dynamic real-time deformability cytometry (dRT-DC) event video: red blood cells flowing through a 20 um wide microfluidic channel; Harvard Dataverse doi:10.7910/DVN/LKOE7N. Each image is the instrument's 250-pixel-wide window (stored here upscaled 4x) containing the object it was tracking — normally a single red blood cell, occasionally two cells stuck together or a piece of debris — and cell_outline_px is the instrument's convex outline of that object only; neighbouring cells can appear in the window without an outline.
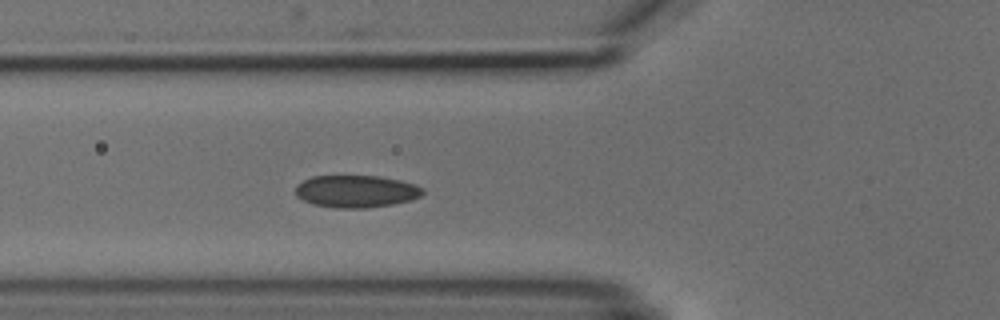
{"species": "common noctule bat (a hibernating species)", "species_latin": "Nyctalus noctula", "temperature_condition": "cold", "stored_images_in_passage": 5, "camera_frame_rate_fps": 3000, "um_per_image_px": 0.085, "animal": {"sex": "male", "body_mass_g": 18.8}, "frame": {"image": 1, "passage_image": 5, "time_ms": 4.667, "image_size_px": [1000, 320], "cell_outline_px": [[424, 192], [420, 196], [412, 200], [392, 204], [364, 208], [332, 208], [312, 204], [296, 196], [296, 184], [312, 176], [380, 176], [400, 180], [416, 184], [424, 188]], "centroid_in_image_um": [30.28, 16.26], "position_along_channel_um": 95.5, "area_um2": 24.1}}